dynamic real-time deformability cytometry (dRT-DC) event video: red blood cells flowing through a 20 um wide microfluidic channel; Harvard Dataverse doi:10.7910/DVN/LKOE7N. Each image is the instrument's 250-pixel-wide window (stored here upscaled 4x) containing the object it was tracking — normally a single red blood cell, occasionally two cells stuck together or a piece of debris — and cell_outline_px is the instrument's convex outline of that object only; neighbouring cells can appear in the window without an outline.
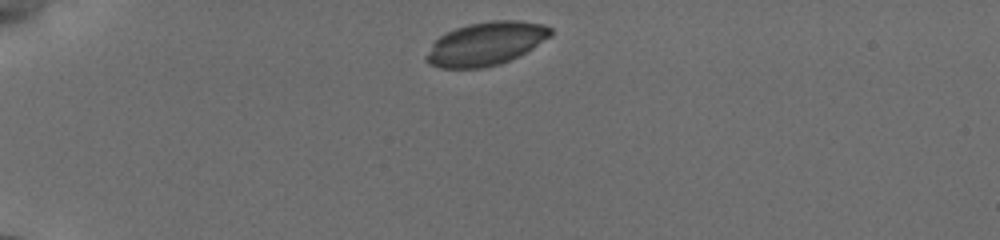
{"species": "common noctule bat (a hibernating species)", "species_latin": "Nyctalus noctula", "temperature_condition": "cold", "stored_images_in_passage": 35, "camera_frame_rate_fps": 3000, "um_per_image_px": 0.085, "animal": {"sex": "female", "body_mass_g": 19.5, "forearm_length_mm": 54.1}, "frame": {"image": 1, "passage_image": 1, "time_ms": 0.0, "image_size_px": [1000, 240], "cell_outline_px": [[552, 36], [532, 48], [500, 64], [484, 68], [440, 68], [428, 64], [424, 60], [424, 56], [432, 44], [444, 32], [468, 24], [492, 20], [520, 20], [544, 24], [552, 28]], "centroid_in_image_um": [41.27, 3.71], "position_along_channel_um": 43.7, "area_um2": 31.56}}
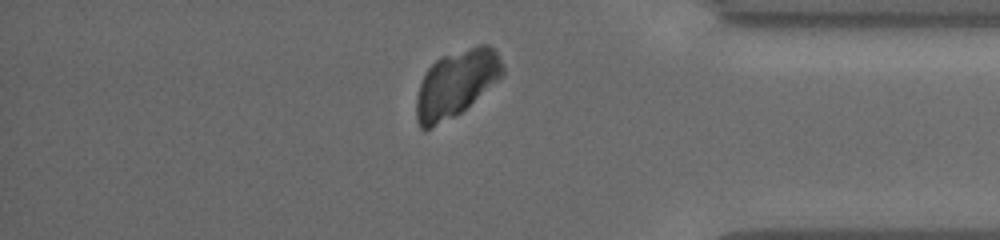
{"frame": {"image": 2, "passage_image": 30, "time_ms": 11.0, "image_size_px": [1000, 240], "cell_outline_px": [[504, 76], [460, 112], [424, 132], [420, 128], [416, 120], [416, 100], [420, 84], [424, 72], [440, 56], [480, 44], [488, 44], [496, 52], [504, 64]], "centroid_in_image_um": [38.77, 7.09], "position_along_channel_um": 396.4, "area_um2": 33.52}}
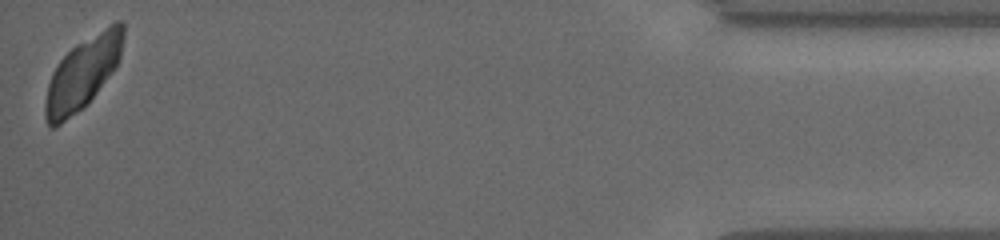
{"frame": {"image": 3, "passage_image": 35, "time_ms": 13.333, "image_size_px": [1000, 240], "cell_outline_px": [[124, 36], [120, 60], [116, 68], [96, 92], [76, 112], [60, 124], [52, 128], [48, 128], [44, 116], [44, 104], [48, 84], [52, 72], [60, 60], [76, 44], [116, 20], [124, 20]], "centroid_in_image_um": [7.04, 6.18], "position_along_channel_um": 428.2, "area_um2": 32.48}}